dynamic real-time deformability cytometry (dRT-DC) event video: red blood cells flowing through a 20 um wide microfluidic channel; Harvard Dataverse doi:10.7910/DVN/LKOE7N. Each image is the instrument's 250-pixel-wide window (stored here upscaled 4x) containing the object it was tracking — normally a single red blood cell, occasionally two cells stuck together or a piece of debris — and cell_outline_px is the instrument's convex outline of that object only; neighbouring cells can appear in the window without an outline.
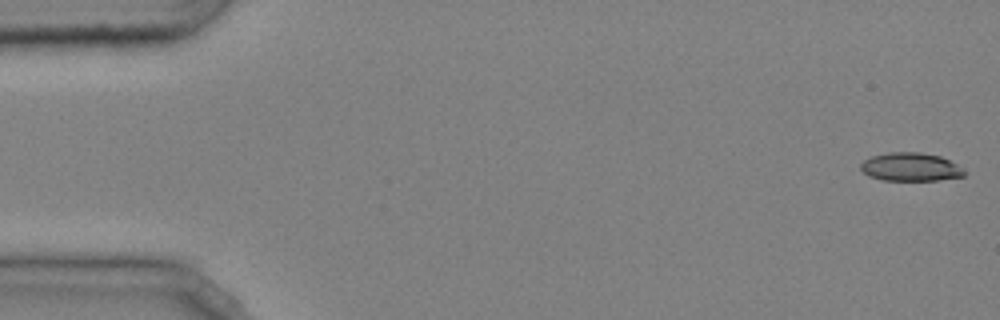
{"species": "common noctule bat (a hibernating species)", "species_latin": "Nyctalus noctula", "temperature_condition": "cold", "stored_images_in_passage": 47, "camera_frame_rate_fps": 3000, "um_per_image_px": 0.085, "animal": {"sex": "male", "body_mass_g": 20.4}, "frame": {"image": 1, "passage_image": 1, "time_ms": 0.0, "image_size_px": [1000, 320], "cell_outline_px": [[964, 176], [936, 180], [884, 180], [868, 176], [860, 168], [860, 164], [864, 160], [872, 156], [888, 152], [920, 152], [940, 156], [964, 168]], "centroid_in_image_um": [77.38, 14.18], "position_along_channel_um": 7.6, "area_um2": 17.05}}
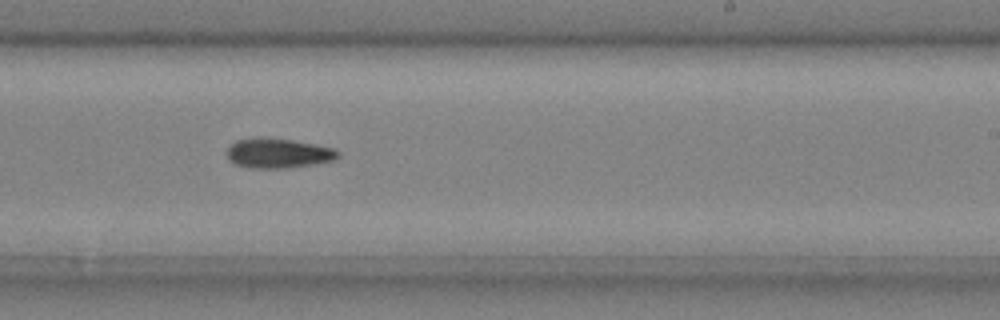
{"frame": {"image": 2, "passage_image": 30, "time_ms": 9.667, "image_size_px": [1000, 320], "cell_outline_px": [[340, 156], [332, 160], [312, 164], [288, 168], [252, 168], [236, 164], [228, 160], [228, 148], [236, 140], [292, 140], [336, 148], [340, 152]], "centroid_in_image_um": [23.71, 13.06], "position_along_channel_um": 265.3, "area_um2": 18.5}}
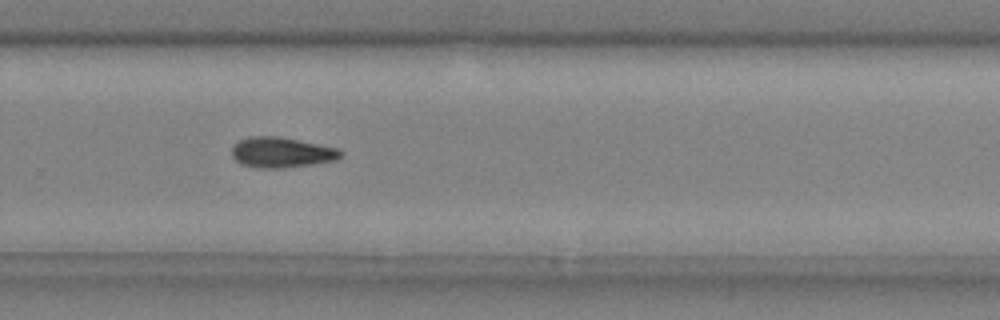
{"frame": {"image": 3, "passage_image": 33, "time_ms": 10.667, "image_size_px": [1000, 320], "cell_outline_px": [[344, 156], [336, 160], [312, 164], [284, 168], [260, 168], [240, 164], [232, 156], [232, 144], [248, 136], [280, 136], [336, 148], [344, 152]], "centroid_in_image_um": [23.92, 12.95], "position_along_channel_um": 305.9, "area_um2": 19.42}}